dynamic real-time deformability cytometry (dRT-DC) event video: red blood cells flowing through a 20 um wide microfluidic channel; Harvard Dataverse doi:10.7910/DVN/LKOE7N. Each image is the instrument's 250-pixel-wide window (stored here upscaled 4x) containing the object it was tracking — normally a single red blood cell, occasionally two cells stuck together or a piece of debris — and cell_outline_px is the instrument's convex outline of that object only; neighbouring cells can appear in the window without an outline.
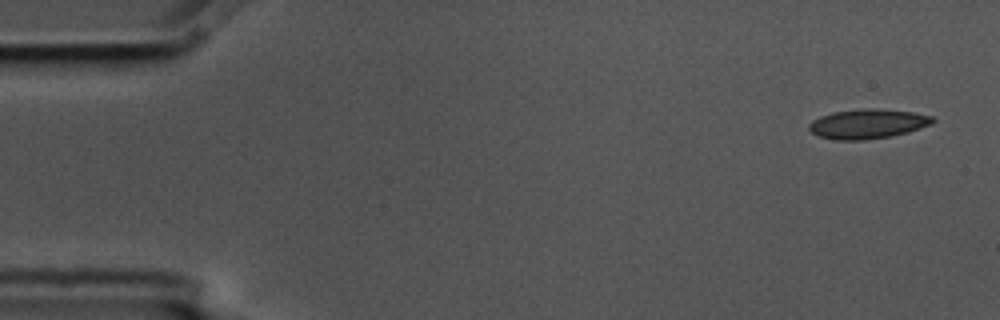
{"species": "common noctule bat (a hibernating species)", "species_latin": "Nyctalus noctula", "temperature_condition": "cold", "stored_images_in_passage": 5, "camera_frame_rate_fps": 3000, "um_per_image_px": 0.085, "animal": {"sex": "male", "body_mass_g": 17.5, "forearm_length_mm": 52.3}, "frame": {"image": 1, "passage_image": 1, "time_ms": 0.0, "image_size_px": [1000, 320], "cell_outline_px": [[936, 120], [932, 124], [908, 132], [888, 136], [864, 140], [836, 140], [820, 136], [812, 132], [808, 128], [808, 124], [812, 120], [820, 116], [832, 112], [868, 108], [876, 108], [912, 112], [932, 116]], "centroid_in_image_um": [73.75, 10.52], "position_along_channel_um": 11.3, "area_um2": 21.21}}
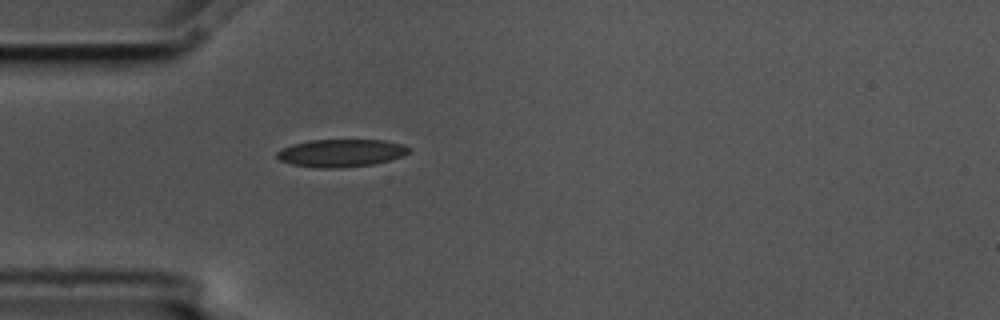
{"frame": {"image": 2, "passage_image": 5, "time_ms": 1.333, "image_size_px": [1000, 320], "cell_outline_px": [[408, 152], [400, 156], [388, 160], [372, 164], [336, 168], [320, 168], [292, 164], [280, 160], [276, 156], [276, 152], [292, 144], [312, 140], [384, 140], [404, 144], [408, 148]], "centroid_in_image_um": [28.96, 13.0], "position_along_channel_um": 56.0, "area_um2": 20.92}}